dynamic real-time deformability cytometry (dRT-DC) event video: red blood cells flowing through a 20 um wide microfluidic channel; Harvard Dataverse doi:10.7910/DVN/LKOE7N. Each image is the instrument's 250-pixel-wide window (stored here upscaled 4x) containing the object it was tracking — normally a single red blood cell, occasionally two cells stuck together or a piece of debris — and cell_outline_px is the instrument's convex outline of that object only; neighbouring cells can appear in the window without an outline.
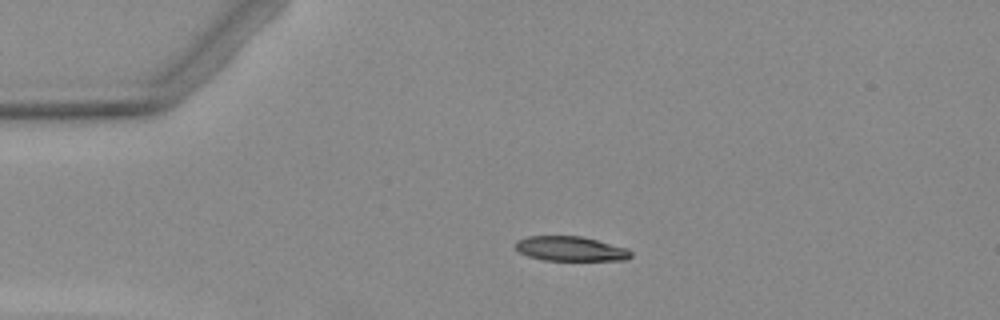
{"species": "Egyptian fruit bat (a non-hibernating species)", "species_latin": "Rousettus aegyptiacus", "temperature_condition": "warm", "stored_images_in_passage": 2, "camera_frame_rate_fps": 3000, "um_per_image_px": 0.085, "animal": {"sex": "female"}, "frame": {"image": 1, "passage_image": 1, "time_ms": 0.0, "image_size_px": [1000, 320], "cell_outline_px": [[632, 256], [624, 260], [544, 260], [528, 256], [520, 252], [516, 248], [516, 240], [528, 236], [580, 236], [628, 248], [632, 252]], "centroid_in_image_um": [48.5, 21.14], "position_along_channel_um": 36.5, "area_um2": 16.47}}